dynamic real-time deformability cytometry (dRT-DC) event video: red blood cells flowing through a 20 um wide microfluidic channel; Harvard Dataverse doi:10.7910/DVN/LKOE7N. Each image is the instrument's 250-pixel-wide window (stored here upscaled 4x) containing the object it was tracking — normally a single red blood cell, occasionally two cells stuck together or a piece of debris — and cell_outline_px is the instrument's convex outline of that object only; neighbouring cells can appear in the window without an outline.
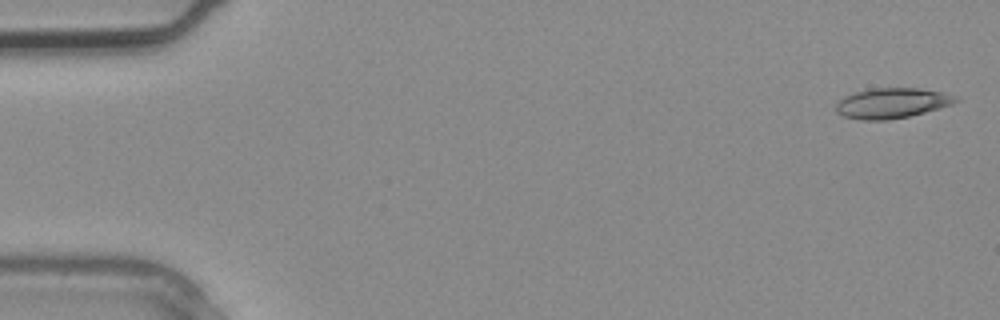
{"species": "common noctule bat (a hibernating species)", "species_latin": "Nyctalus noctula", "temperature_condition": "warm", "stored_images_in_passage": 2, "segment_of_instrument_passage": [2, 2], "camera_frame_rate_fps": 3000, "um_per_image_px": 0.085, "animal": {"sex": "male", "body_mass_g": 20.4}, "frame": {"image": 1, "passage_image": 2, "time_ms": 0.333, "image_size_px": [1000, 320], "cell_outline_px": [[960, 100], [952, 104], [924, 112], [908, 116], [888, 120], [860, 120], [844, 116], [836, 112], [836, 104], [844, 96], [852, 92], [872, 88], [916, 88], [940, 92], [952, 96]], "centroid_in_image_um": [75.74, 8.76], "position_along_channel_um": 9.3, "area_um2": 20.87}}